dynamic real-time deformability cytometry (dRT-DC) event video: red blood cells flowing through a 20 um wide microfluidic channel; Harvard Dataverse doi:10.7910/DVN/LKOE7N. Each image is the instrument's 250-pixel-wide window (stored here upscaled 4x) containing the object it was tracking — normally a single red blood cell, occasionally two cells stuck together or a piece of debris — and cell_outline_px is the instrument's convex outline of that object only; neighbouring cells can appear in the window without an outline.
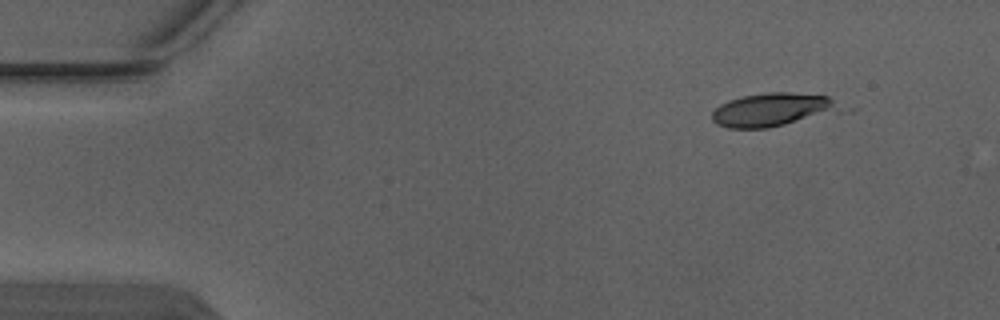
{"species": "Egyptian fruit bat (a non-hibernating species)", "species_latin": "Rousettus aegyptiacus", "temperature_condition": "warm", "stored_images_in_passage": 3, "camera_frame_rate_fps": 3000, "um_per_image_px": 0.085, "animal": {"sex": "male"}, "frame": {"image": 1, "passage_image": 1, "time_ms": 0.0, "image_size_px": [1000, 320], "cell_outline_px": [[840, 112], [768, 128], [728, 128], [716, 124], [712, 120], [712, 112], [720, 104], [728, 100], [744, 96], [768, 92], [788, 92], [828, 96], [840, 108]], "centroid_in_image_um": [65.63, 9.33], "position_along_channel_um": 19.4, "area_um2": 24.8}}